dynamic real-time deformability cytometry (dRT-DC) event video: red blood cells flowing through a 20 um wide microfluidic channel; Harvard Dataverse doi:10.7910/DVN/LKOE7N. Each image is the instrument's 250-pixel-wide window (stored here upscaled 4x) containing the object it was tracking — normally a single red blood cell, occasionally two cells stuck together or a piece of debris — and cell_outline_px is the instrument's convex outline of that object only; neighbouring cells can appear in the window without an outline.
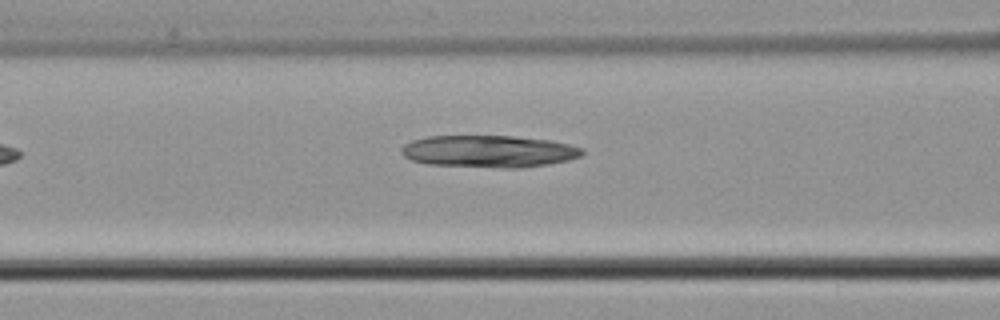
{"species": "common noctule bat (a hibernating species)", "species_latin": "Nyctalus noctula", "temperature_condition": "cold", "stored_images_in_passage": 3, "camera_frame_rate_fps": 3000, "um_per_image_px": 0.085, "animal": {"sex": "male", "body_mass_g": 21.5, "forearm_length_mm": 52.0}, "frame": {"image": 1, "passage_image": 3, "time_ms": 0.667, "image_size_px": [1000, 320], "cell_outline_px": [[584, 152], [580, 156], [568, 160], [548, 164], [520, 168], [500, 168], [428, 164], [412, 160], [404, 156], [400, 152], [400, 148], [404, 144], [412, 140], [428, 136], [512, 136], [552, 140], [584, 148]], "centroid_in_image_um": [41.55, 12.86], "position_along_channel_um": 125.0, "area_um2": 33.99}}